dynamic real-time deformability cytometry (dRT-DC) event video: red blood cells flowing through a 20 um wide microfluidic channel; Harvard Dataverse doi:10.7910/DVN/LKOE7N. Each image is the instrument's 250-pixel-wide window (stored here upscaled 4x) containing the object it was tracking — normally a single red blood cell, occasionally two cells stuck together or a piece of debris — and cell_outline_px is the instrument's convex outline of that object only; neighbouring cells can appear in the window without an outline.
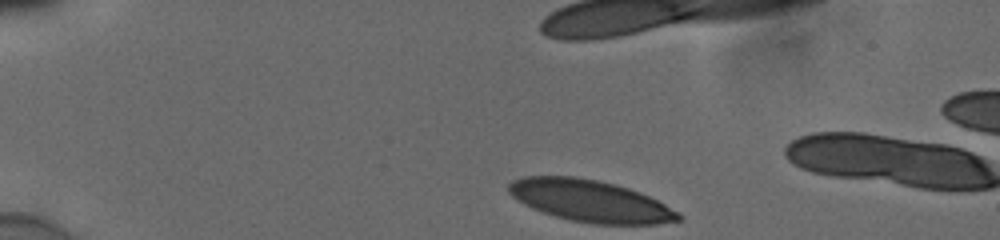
{"species": "human", "species_latin": "Homo sapiens", "temperature_condition": "cold", "stored_images_in_passage": 41, "camera_frame_rate_fps": 3000, "um_per_image_px": 0.085, "donor": {"sex": "male"}, "frame": {"image": 1, "passage_image": 1, "time_ms": 0.0, "image_size_px": [1000, 240], "cell_outline_px": [[680, 220], [656, 224], [592, 224], [572, 220], [556, 216], [532, 208], [516, 200], [508, 192], [508, 184], [512, 180], [524, 176], [572, 176], [596, 180], [628, 188], [640, 192], [680, 212]], "centroid_in_image_um": [50.14, 17.08], "position_along_channel_um": 34.9, "area_um2": 41.04}, "authors_computed_cell_mechanics": {"area_um2": 42.8876, "velocity_mm_per_s": 3.8372, "shape_relaxation_time_tau1_ms": 3.39, "shape_relaxation_time_tau2_ms": 1.3656, "deformation_change_tau1": 0.1438, "deformation_change_tau2": 0.0661}}